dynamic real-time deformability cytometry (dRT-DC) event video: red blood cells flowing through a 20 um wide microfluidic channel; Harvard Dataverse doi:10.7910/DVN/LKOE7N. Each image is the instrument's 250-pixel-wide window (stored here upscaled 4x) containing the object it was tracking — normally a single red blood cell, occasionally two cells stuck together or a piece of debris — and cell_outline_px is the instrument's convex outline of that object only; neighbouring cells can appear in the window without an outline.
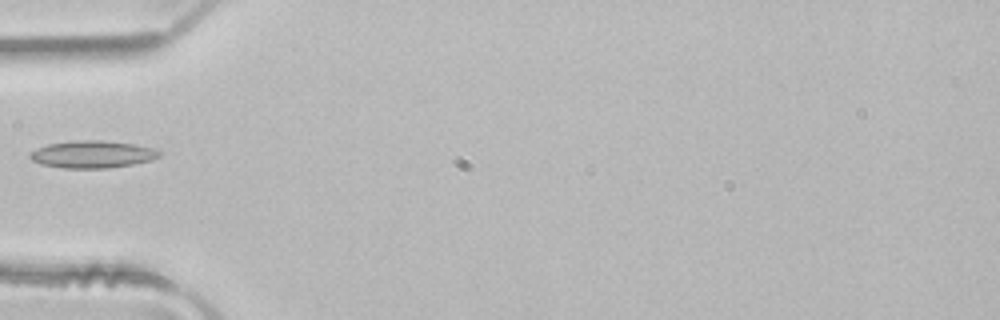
{"species": "common noctule bat (a hibernating species)", "species_latin": "Nyctalus noctula", "temperature_condition": "room temperature", "stored_images_in_passage": 4, "camera_frame_rate_fps": 3000, "um_per_image_px": 0.085, "animal": {"sex": "male", "body_mass_g": 21.5, "forearm_length_mm": 52.0}, "frame": {"image": 1, "passage_image": 4, "time_ms": 1.0, "image_size_px": [1000, 320], "cell_outline_px": [[164, 152], [160, 156], [152, 160], [132, 164], [108, 168], [64, 168], [40, 164], [32, 160], [28, 156], [36, 148], [48, 144], [76, 140], [104, 140], [132, 144], [152, 148]], "centroid_in_image_um": [7.86, 13.11], "position_along_channel_um": 77.1, "area_um2": 20.58}}